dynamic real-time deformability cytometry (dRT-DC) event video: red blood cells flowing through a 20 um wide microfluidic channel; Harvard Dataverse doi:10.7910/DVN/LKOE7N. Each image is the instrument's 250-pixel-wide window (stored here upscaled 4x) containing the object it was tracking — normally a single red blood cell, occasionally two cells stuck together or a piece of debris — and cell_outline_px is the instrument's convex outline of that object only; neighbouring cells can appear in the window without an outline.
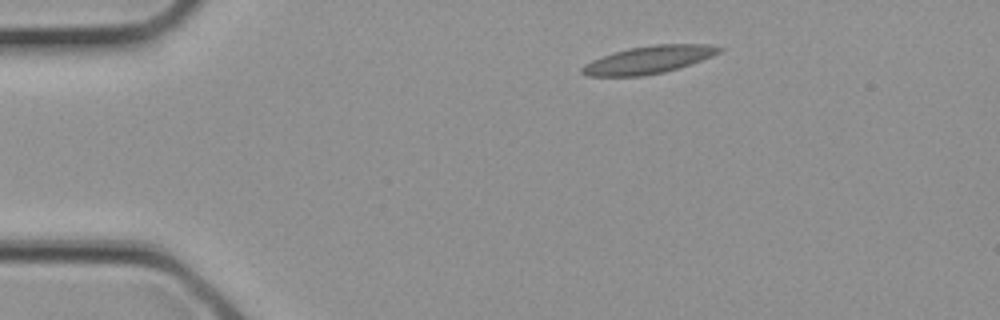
{"species": "common noctule bat (a hibernating species)", "species_latin": "Nyctalus noctula", "temperature_condition": "cold", "stored_images_in_passage": 2, "camera_frame_rate_fps": 3000, "um_per_image_px": 0.085, "animal": {"sex": "female", "body_mass_g": 21.9}, "frame": {"image": 1, "passage_image": 1, "time_ms": 0.0, "image_size_px": [1000, 320], "cell_outline_px": [[724, 48], [720, 52], [712, 56], [664, 72], [644, 76], [588, 76], [580, 72], [580, 68], [584, 64], [592, 60], [612, 52], [628, 48], [652, 44], [708, 44]], "centroid_in_image_um": [55.08, 5.07], "position_along_channel_um": 29.9, "area_um2": 22.02}}
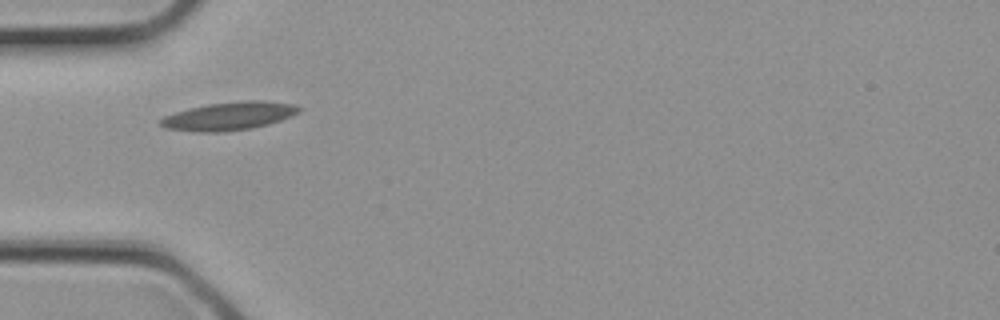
{"frame": {"image": 2, "passage_image": 2, "time_ms": 0.333, "image_size_px": [1000, 320], "cell_outline_px": [[304, 108], [300, 112], [292, 116], [268, 124], [252, 128], [220, 132], [200, 132], [164, 128], [160, 124], [160, 120], [164, 116], [188, 108], [208, 104], [240, 100], [264, 100], [296, 104]], "centroid_in_image_um": [19.52, 9.85], "position_along_channel_um": 65.5, "area_um2": 22.95}}